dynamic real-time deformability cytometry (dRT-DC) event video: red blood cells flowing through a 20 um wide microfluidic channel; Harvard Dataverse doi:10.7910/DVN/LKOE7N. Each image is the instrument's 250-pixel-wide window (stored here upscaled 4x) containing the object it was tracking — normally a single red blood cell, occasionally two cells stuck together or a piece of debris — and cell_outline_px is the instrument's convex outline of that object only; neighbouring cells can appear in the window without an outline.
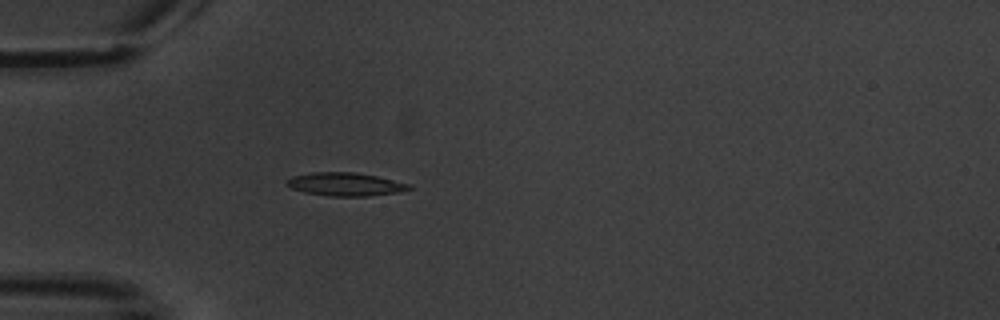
{"species": "common noctule bat (a hibernating species)", "species_latin": "Nyctalus noctula", "temperature_condition": "warm", "stored_images_in_passage": 3, "camera_frame_rate_fps": 3000, "um_per_image_px": 0.085, "animal": {"sex": "male", "body_mass_g": 20.1, "forearm_length_mm": 53.5}, "frame": {"image": 1, "passage_image": 3, "time_ms": 2.333, "image_size_px": [1000, 320], "cell_outline_px": [[412, 188], [400, 192], [368, 196], [328, 196], [304, 192], [292, 188], [284, 184], [292, 176], [312, 172], [356, 172], [376, 176], [408, 184]], "centroid_in_image_um": [29.32, 15.66], "position_along_channel_um": 55.7, "area_um2": 16.47}}